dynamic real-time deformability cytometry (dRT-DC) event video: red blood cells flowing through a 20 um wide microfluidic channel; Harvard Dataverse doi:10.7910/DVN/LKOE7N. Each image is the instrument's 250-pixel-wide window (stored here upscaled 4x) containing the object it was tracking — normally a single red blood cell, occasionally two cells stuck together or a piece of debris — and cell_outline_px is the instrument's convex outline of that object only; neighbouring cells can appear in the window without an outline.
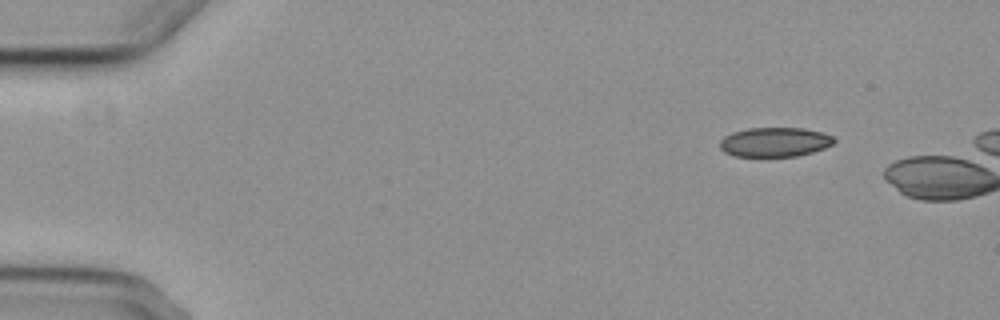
{"species": "common noctule bat (a hibernating species)", "species_latin": "Nyctalus noctula", "temperature_condition": "cold", "stored_images_in_passage": 5, "camera_frame_rate_fps": 3000, "um_per_image_px": 0.085, "animal": {"sex": "female", "body_mass_g": 29.2, "forearm_length_mm": 56.3}, "frame": {"image": 1, "passage_image": 1, "time_ms": 0.0, "image_size_px": [1000, 320], "cell_outline_px": [[836, 140], [832, 144], [824, 148], [812, 152], [796, 156], [736, 156], [724, 152], [720, 148], [720, 140], [724, 136], [732, 132], [748, 128], [804, 128], [824, 132], [832, 136]], "centroid_in_image_um": [65.86, 12.06], "position_along_channel_um": 19.1, "area_um2": 19.59}}